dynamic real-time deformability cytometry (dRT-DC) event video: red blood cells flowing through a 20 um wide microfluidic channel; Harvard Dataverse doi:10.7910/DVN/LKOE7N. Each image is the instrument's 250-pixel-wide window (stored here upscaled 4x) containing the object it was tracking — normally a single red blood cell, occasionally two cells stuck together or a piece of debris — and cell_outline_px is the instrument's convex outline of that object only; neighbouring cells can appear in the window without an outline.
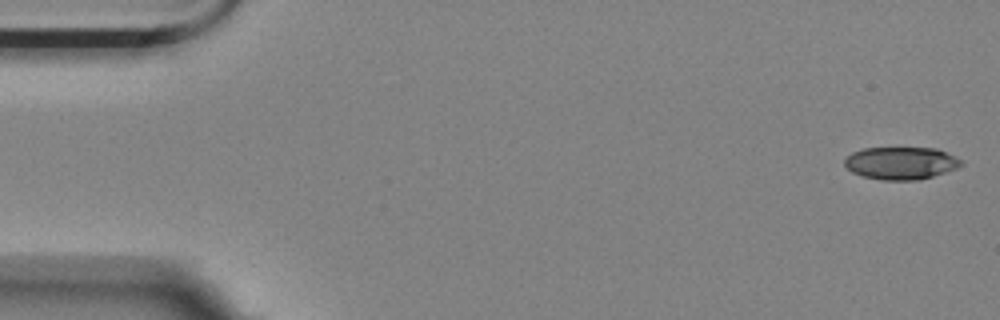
{"species": "Egyptian fruit bat (a non-hibernating species)", "species_latin": "Rousettus aegyptiacus", "temperature_condition": "room temperature", "stored_images_in_passage": 16, "camera_frame_rate_fps": 3000, "um_per_image_px": 0.085, "animal": {"sex": "female"}, "frame": {"image": 1, "passage_image": 1, "time_ms": 0.0, "image_size_px": [1000, 320], "cell_outline_px": [[964, 164], [956, 168], [920, 180], [880, 180], [864, 176], [852, 172], [844, 164], [844, 160], [852, 152], [864, 148], [936, 148], [960, 160]], "centroid_in_image_um": [76.55, 13.87], "position_along_channel_um": 8.5, "area_um2": 21.85}}
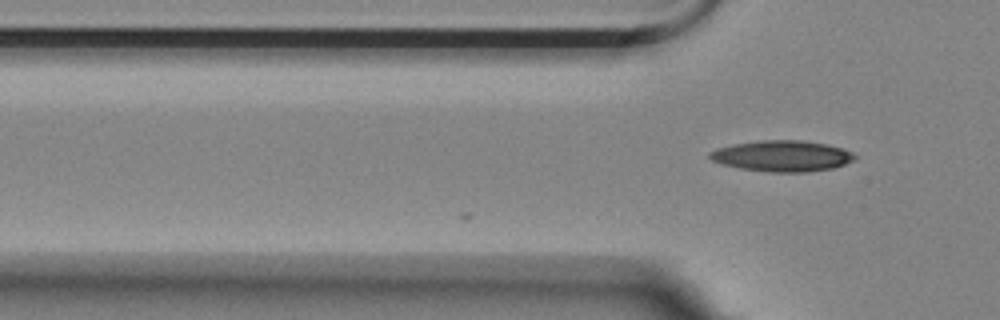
{"frame": {"image": 2, "passage_image": 16, "time_ms": 5.0, "image_size_px": [1000, 320], "cell_outline_px": [[856, 160], [832, 168], [808, 172], [768, 172], [740, 168], [720, 164], [712, 160], [708, 156], [708, 152], [716, 148], [732, 144], [760, 140], [800, 140], [828, 144], [844, 148], [852, 152], [856, 156]], "centroid_in_image_um": [66.47, 13.25], "position_along_channel_um": 59.3, "area_um2": 26.47}}